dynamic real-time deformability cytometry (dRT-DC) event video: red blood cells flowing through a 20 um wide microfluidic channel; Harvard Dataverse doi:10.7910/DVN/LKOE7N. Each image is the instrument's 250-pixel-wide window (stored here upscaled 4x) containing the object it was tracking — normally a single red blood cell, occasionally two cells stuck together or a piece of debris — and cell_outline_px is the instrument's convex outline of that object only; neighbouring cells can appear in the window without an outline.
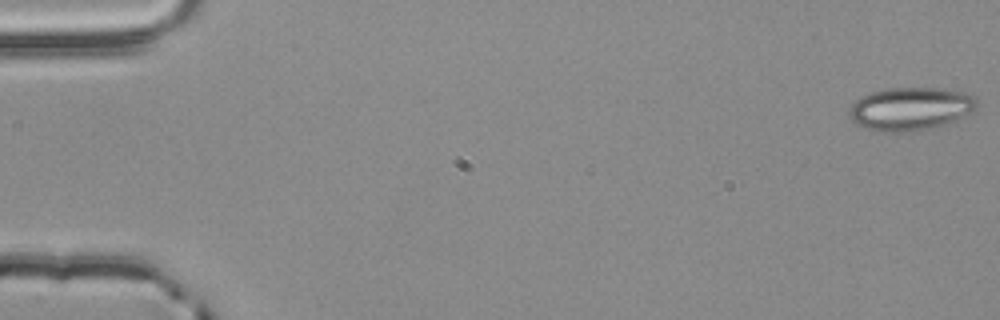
{"species": "common noctule bat (a hibernating species)", "species_latin": "Nyctalus noctula", "temperature_condition": "room temperature", "stored_images_in_passage": 18, "camera_frame_rate_fps": 3000, "um_per_image_px": 0.085, "animal": {"sex": "male", "body_mass_g": 20.4}, "frame": {"image": 1, "passage_image": 1, "time_ms": 0.0, "image_size_px": [1000, 320], "cell_outline_px": [[976, 108], [972, 112], [944, 124], [928, 128], [908, 132], [880, 132], [856, 124], [848, 116], [848, 112], [852, 104], [860, 96], [884, 88], [944, 88], [976, 96]], "centroid_in_image_um": [77.35, 9.24], "position_along_channel_um": 7.6, "area_um2": 31.96}}
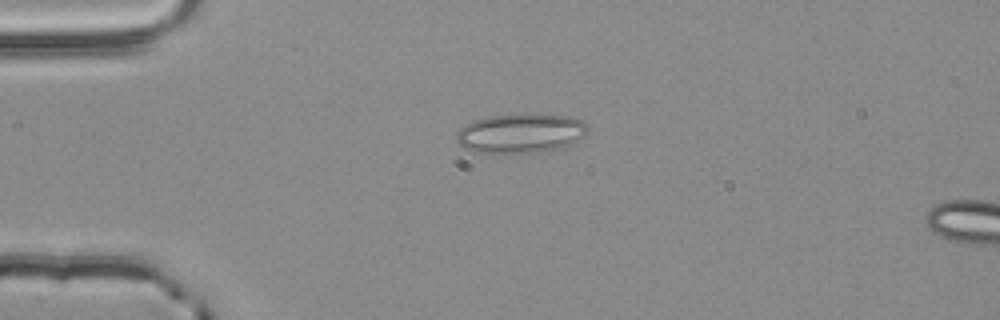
{"frame": {"image": 2, "passage_image": 14, "time_ms": 4.333, "image_size_px": [1000, 320], "cell_outline_px": [[588, 132], [584, 136], [560, 148], [540, 152], [472, 152], [464, 148], [456, 140], [456, 132], [464, 124], [472, 120], [484, 116], [532, 112], [540, 112], [568, 116], [580, 120], [588, 128]], "centroid_in_image_um": [44.22, 11.28], "position_along_channel_um": 40.8, "area_um2": 30.69}}